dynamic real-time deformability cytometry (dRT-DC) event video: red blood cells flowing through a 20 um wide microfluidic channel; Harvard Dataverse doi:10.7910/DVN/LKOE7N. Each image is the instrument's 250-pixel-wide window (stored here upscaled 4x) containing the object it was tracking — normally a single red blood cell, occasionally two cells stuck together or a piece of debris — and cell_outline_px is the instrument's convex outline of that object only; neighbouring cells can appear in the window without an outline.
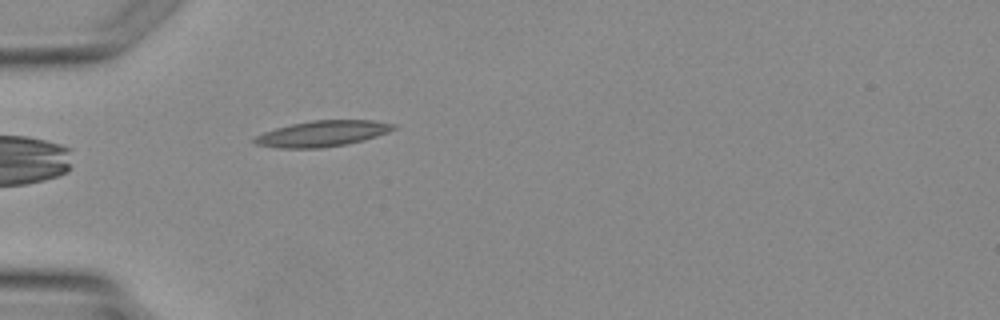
{"species": "Egyptian fruit bat (a non-hibernating species)", "species_latin": "Rousettus aegyptiacus", "temperature_condition": "warm", "stored_images_in_passage": 1, "camera_frame_rate_fps": 3000, "um_per_image_px": 0.085, "animal": {"sex": "female"}, "frame": {"image": 1, "passage_image": 1, "time_ms": 0.0, "image_size_px": [1000, 320], "cell_outline_px": [[396, 128], [388, 132], [364, 140], [344, 144], [320, 148], [276, 148], [256, 144], [252, 140], [256, 136], [264, 132], [276, 128], [292, 124], [312, 120], [372, 120], [396, 124]], "centroid_in_image_um": [27.4, 11.35], "position_along_channel_um": 57.6, "area_um2": 20.81}}